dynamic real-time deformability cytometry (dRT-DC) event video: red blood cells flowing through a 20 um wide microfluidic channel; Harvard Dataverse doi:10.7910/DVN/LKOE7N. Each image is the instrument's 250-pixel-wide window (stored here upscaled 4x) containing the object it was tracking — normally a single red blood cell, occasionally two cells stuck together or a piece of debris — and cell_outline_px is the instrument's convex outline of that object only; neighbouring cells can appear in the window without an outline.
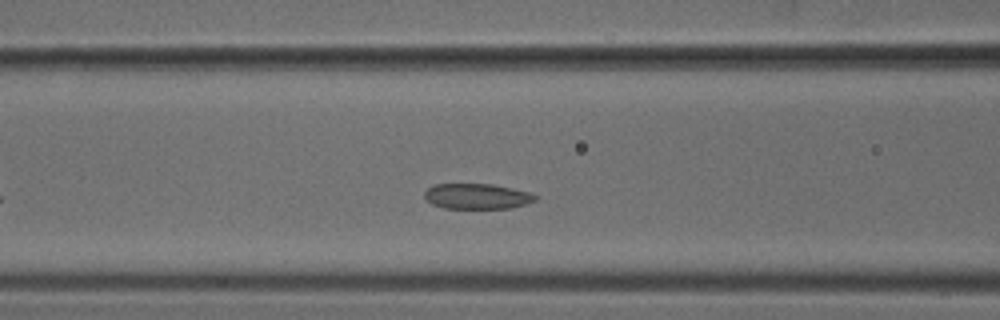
{"species": "common noctule bat (a hibernating species)", "species_latin": "Nyctalus noctula", "temperature_condition": "cold", "stored_images_in_passage": 36, "camera_frame_rate_fps": 3000, "um_per_image_px": 0.085, "animal": {"sex": "male", "body_mass_g": 18.8}, "frame": {"image": 1, "passage_image": 14, "time_ms": 4.333, "image_size_px": [1000, 320], "cell_outline_px": [[536, 200], [512, 208], [444, 208], [432, 204], [424, 200], [424, 192], [428, 188], [436, 184], [492, 184], [532, 192], [536, 196]], "centroid_in_image_um": [40.53, 16.68], "position_along_channel_um": 126.1, "area_um2": 16.47}}
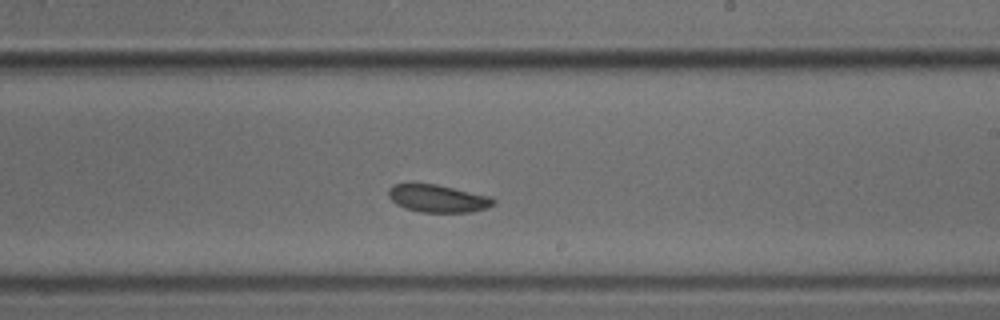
{"frame": {"image": 2, "passage_image": 24, "time_ms": 7.667, "image_size_px": [1000, 320], "cell_outline_px": [[496, 204], [488, 208], [472, 212], [420, 212], [404, 208], [396, 204], [388, 196], [388, 188], [392, 184], [436, 184], [492, 196], [496, 200]], "centroid_in_image_um": [37.25, 16.87], "position_along_channel_um": 251.7, "area_um2": 17.11}}
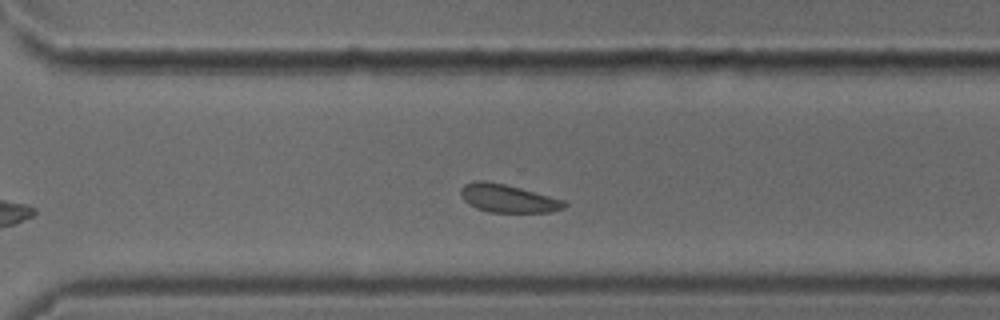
{"frame": {"image": 3, "passage_image": 30, "time_ms": 9.667, "image_size_px": [1000, 320], "cell_outline_px": [[568, 204], [564, 208], [552, 212], [488, 212], [476, 208], [468, 204], [460, 196], [460, 188], [464, 184], [472, 180], [484, 180], [504, 184], [520, 188], [564, 200]], "centroid_in_image_um": [43.13, 16.86], "position_along_channel_um": 327.5, "area_um2": 17.05}}